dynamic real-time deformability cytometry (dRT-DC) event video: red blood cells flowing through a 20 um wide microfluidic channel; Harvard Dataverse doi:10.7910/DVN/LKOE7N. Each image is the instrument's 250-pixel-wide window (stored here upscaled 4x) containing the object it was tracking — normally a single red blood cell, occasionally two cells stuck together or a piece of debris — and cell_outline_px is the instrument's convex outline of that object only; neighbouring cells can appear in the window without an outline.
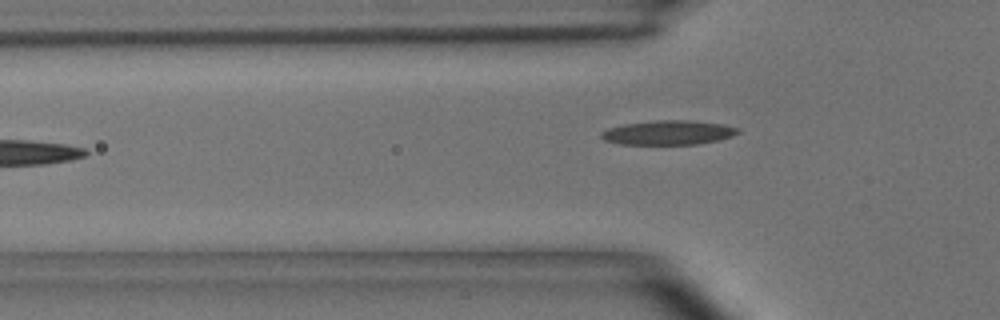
{"species": "common noctule bat (a hibernating species)", "species_latin": "Nyctalus noctula", "temperature_condition": "room temperature", "stored_images_in_passage": 5, "camera_frame_rate_fps": 3000, "um_per_image_px": 0.085, "animal": {"sex": "male", "body_mass_g": 15.6}, "frame": {"image": 1, "passage_image": 5, "time_ms": 5.0, "image_size_px": [1000, 320], "cell_outline_px": [[740, 132], [732, 136], [716, 140], [696, 144], [620, 144], [604, 140], [600, 136], [600, 132], [608, 128], [624, 124], [656, 120], [688, 120], [724, 124], [736, 128]], "centroid_in_image_um": [56.76, 11.26], "position_along_channel_um": 69.0, "area_um2": 19.25}}